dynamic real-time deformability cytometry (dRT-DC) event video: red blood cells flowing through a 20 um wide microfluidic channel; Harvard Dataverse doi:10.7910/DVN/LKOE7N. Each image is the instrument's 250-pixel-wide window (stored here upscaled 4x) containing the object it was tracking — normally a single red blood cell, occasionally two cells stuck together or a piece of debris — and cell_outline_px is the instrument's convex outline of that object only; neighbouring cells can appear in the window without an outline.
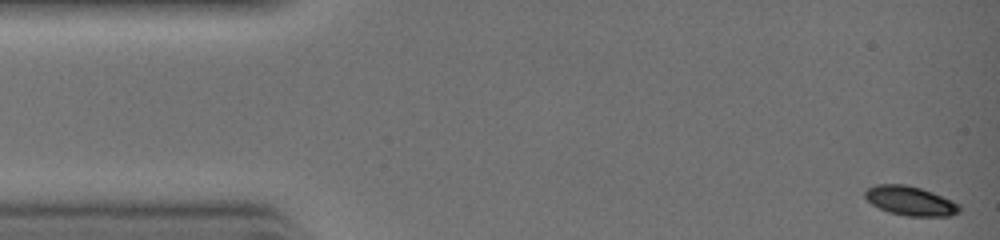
{"species": "common noctule bat (a hibernating species)", "species_latin": "Nyctalus noctula", "temperature_condition": "warm", "stored_images_in_passage": 30, "camera_frame_rate_fps": 3000, "um_per_image_px": 0.085, "animal": {"sex": "female", "body_mass_g": 19.0, "forearm_length_mm": 51.5}, "frame": {"image": 1, "passage_image": 1, "time_ms": 0.0, "image_size_px": [1000, 240], "cell_outline_px": [[960, 212], [948, 216], [904, 216], [888, 212], [872, 204], [864, 196], [864, 192], [868, 188], [876, 184], [904, 184], [920, 188], [932, 192], [952, 200], [960, 204]], "centroid_in_image_um": [77.38, 17.08], "position_along_channel_um": 7.6, "area_um2": 16.13}}
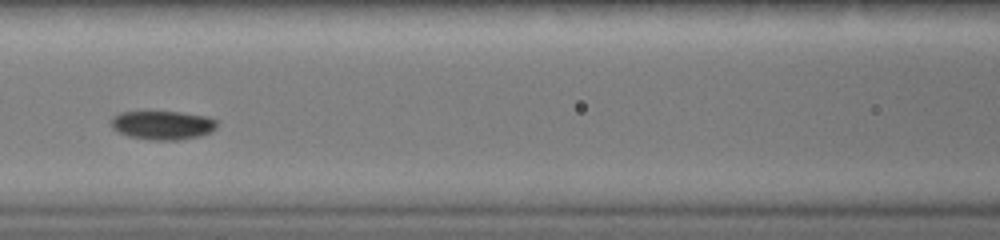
{"frame": {"image": 2, "passage_image": 14, "time_ms": 4.333, "image_size_px": [1000, 240], "cell_outline_px": [[216, 128], [212, 132], [200, 136], [180, 140], [152, 140], [128, 136], [112, 128], [108, 120], [112, 116], [120, 112], [180, 112], [208, 116], [216, 120]], "centroid_in_image_um": [13.81, 10.64], "position_along_channel_um": 152.8, "area_um2": 17.98}}
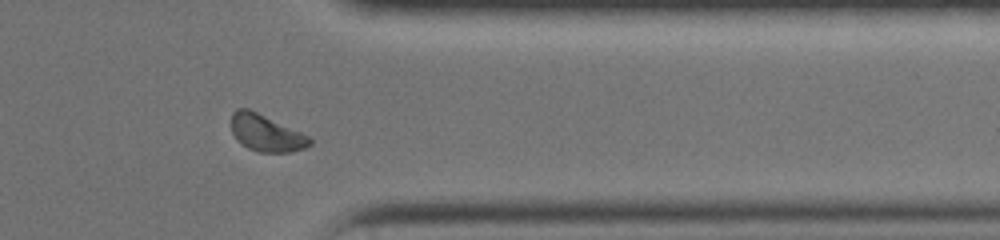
{"frame": {"image": 3, "passage_image": 26, "time_ms": 8.333, "image_size_px": [1000, 240], "cell_outline_px": [[312, 144], [304, 148], [292, 152], [260, 152], [248, 148], [236, 140], [232, 132], [232, 112], [236, 108], [248, 108], [300, 132], [308, 136], [312, 140]], "centroid_in_image_um": [22.6, 11.31], "position_along_channel_um": 388.8, "area_um2": 16.65}}